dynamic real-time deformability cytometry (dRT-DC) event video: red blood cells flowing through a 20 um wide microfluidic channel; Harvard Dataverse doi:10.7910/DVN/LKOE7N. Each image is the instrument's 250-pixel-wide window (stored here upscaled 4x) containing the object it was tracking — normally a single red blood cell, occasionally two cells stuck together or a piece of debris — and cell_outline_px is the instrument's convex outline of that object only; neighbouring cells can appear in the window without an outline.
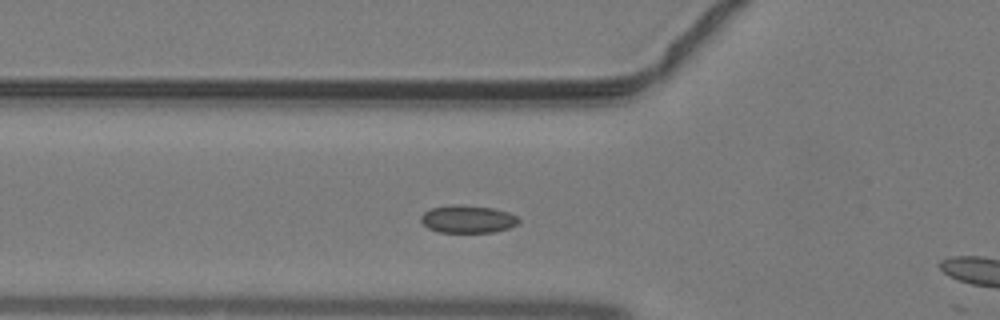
{"species": "common noctule bat (a hibernating species)", "species_latin": "Nyctalus noctula", "temperature_condition": "warm", "stored_images_in_passage": 3, "camera_frame_rate_fps": 3000, "um_per_image_px": 0.085, "animal": {"sex": "male", "body_mass_g": 19.2, "forearm_length_mm": 51.8}, "frame": {"image": 1, "passage_image": 2, "time_ms": 0.333, "image_size_px": [1000, 320], "cell_outline_px": [[520, 220], [516, 224], [508, 228], [492, 232], [440, 232], [428, 228], [420, 220], [420, 216], [424, 212], [432, 208], [448, 204], [460, 204], [492, 208], [508, 212], [516, 216]], "centroid_in_image_um": [39.72, 18.61], "position_along_channel_um": 86.1, "area_um2": 15.72}}